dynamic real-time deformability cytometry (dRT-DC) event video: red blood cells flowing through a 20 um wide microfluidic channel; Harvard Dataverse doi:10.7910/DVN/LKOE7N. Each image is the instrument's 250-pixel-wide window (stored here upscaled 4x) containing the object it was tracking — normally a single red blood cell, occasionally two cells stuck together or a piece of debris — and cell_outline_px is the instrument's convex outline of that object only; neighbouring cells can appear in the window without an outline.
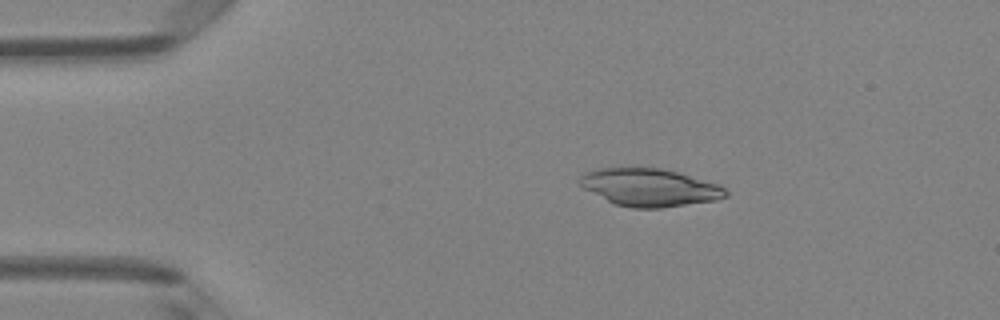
{"species": "Egyptian fruit bat (a non-hibernating species)", "species_latin": "Rousettus aegyptiacus", "temperature_condition": "room temperature", "stored_images_in_passage": 5, "camera_frame_rate_fps": 3000, "um_per_image_px": 0.085, "animal": {"sex": "female"}, "frame": {"image": 1, "passage_image": 2, "time_ms": 1.333, "image_size_px": [1000, 320], "cell_outline_px": [[728, 196], [716, 200], [660, 208], [632, 208], [616, 204], [584, 188], [576, 180], [584, 172], [596, 168], [660, 168], [676, 172], [720, 184], [728, 192]], "centroid_in_image_um": [55.22, 15.92], "position_along_channel_um": 29.8, "area_um2": 31.85}}
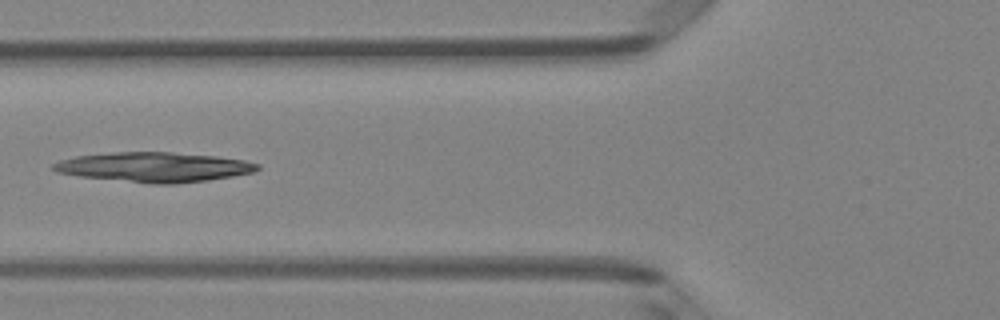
{"frame": {"image": 2, "passage_image": 5, "time_ms": 4.667, "image_size_px": [1000, 320], "cell_outline_px": [[260, 168], [252, 172], [232, 176], [208, 180], [176, 184], [152, 184], [80, 176], [56, 172], [52, 168], [52, 164], [60, 160], [76, 156], [112, 152], [172, 152], [216, 156], [244, 160], [260, 164]], "centroid_in_image_um": [13.1, 14.2], "position_along_channel_um": 112.7, "area_um2": 35.32}}